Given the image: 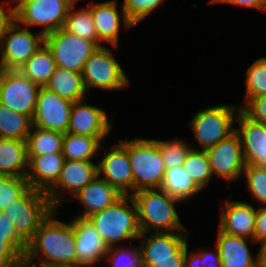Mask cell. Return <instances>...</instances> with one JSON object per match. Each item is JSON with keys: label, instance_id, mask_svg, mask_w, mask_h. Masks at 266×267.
<instances>
[{"label": "cell", "instance_id": "f907efd6", "mask_svg": "<svg viewBox=\"0 0 266 267\" xmlns=\"http://www.w3.org/2000/svg\"><path fill=\"white\" fill-rule=\"evenodd\" d=\"M38 267H89V266L81 264H59V265H44Z\"/></svg>", "mask_w": 266, "mask_h": 267}, {"label": "cell", "instance_id": "bcb514c9", "mask_svg": "<svg viewBox=\"0 0 266 267\" xmlns=\"http://www.w3.org/2000/svg\"><path fill=\"white\" fill-rule=\"evenodd\" d=\"M209 4H230L251 9L260 10L266 13V0H209Z\"/></svg>", "mask_w": 266, "mask_h": 267}, {"label": "cell", "instance_id": "816d5d0a", "mask_svg": "<svg viewBox=\"0 0 266 267\" xmlns=\"http://www.w3.org/2000/svg\"><path fill=\"white\" fill-rule=\"evenodd\" d=\"M8 4H12L11 6L13 7V8H15L17 5H19L22 1H24V0H5ZM13 1V2H12ZM14 4H15V6H14Z\"/></svg>", "mask_w": 266, "mask_h": 267}, {"label": "cell", "instance_id": "ffe728a7", "mask_svg": "<svg viewBox=\"0 0 266 267\" xmlns=\"http://www.w3.org/2000/svg\"><path fill=\"white\" fill-rule=\"evenodd\" d=\"M235 123L245 163L266 167V125L252 121L240 110Z\"/></svg>", "mask_w": 266, "mask_h": 267}, {"label": "cell", "instance_id": "5b68a950", "mask_svg": "<svg viewBox=\"0 0 266 267\" xmlns=\"http://www.w3.org/2000/svg\"><path fill=\"white\" fill-rule=\"evenodd\" d=\"M240 110L236 104H217L198 110L187 123L198 142L196 150H207L235 131V118Z\"/></svg>", "mask_w": 266, "mask_h": 267}, {"label": "cell", "instance_id": "4dcf8cb0", "mask_svg": "<svg viewBox=\"0 0 266 267\" xmlns=\"http://www.w3.org/2000/svg\"><path fill=\"white\" fill-rule=\"evenodd\" d=\"M63 137V133L32 126L26 139L27 156L62 153Z\"/></svg>", "mask_w": 266, "mask_h": 267}, {"label": "cell", "instance_id": "836d02e7", "mask_svg": "<svg viewBox=\"0 0 266 267\" xmlns=\"http://www.w3.org/2000/svg\"><path fill=\"white\" fill-rule=\"evenodd\" d=\"M245 76V96L244 101L239 104L240 107L251 97L266 95V57L253 61Z\"/></svg>", "mask_w": 266, "mask_h": 267}, {"label": "cell", "instance_id": "603a6c76", "mask_svg": "<svg viewBox=\"0 0 266 267\" xmlns=\"http://www.w3.org/2000/svg\"><path fill=\"white\" fill-rule=\"evenodd\" d=\"M191 232H141L137 240L142 258L172 257L188 242Z\"/></svg>", "mask_w": 266, "mask_h": 267}, {"label": "cell", "instance_id": "1f68e13d", "mask_svg": "<svg viewBox=\"0 0 266 267\" xmlns=\"http://www.w3.org/2000/svg\"><path fill=\"white\" fill-rule=\"evenodd\" d=\"M32 126L31 117L0 104V138L26 141Z\"/></svg>", "mask_w": 266, "mask_h": 267}, {"label": "cell", "instance_id": "e0dca14e", "mask_svg": "<svg viewBox=\"0 0 266 267\" xmlns=\"http://www.w3.org/2000/svg\"><path fill=\"white\" fill-rule=\"evenodd\" d=\"M88 99L72 104L67 132L90 137H107L114 127V117L109 120L107 111L95 104H88Z\"/></svg>", "mask_w": 266, "mask_h": 267}, {"label": "cell", "instance_id": "52a82bcc", "mask_svg": "<svg viewBox=\"0 0 266 267\" xmlns=\"http://www.w3.org/2000/svg\"><path fill=\"white\" fill-rule=\"evenodd\" d=\"M54 209L45 192L29 187L3 212L28 243Z\"/></svg>", "mask_w": 266, "mask_h": 267}, {"label": "cell", "instance_id": "f6af8a7d", "mask_svg": "<svg viewBox=\"0 0 266 267\" xmlns=\"http://www.w3.org/2000/svg\"><path fill=\"white\" fill-rule=\"evenodd\" d=\"M254 240L257 244L266 241V206H258L257 208Z\"/></svg>", "mask_w": 266, "mask_h": 267}, {"label": "cell", "instance_id": "277c9868", "mask_svg": "<svg viewBox=\"0 0 266 267\" xmlns=\"http://www.w3.org/2000/svg\"><path fill=\"white\" fill-rule=\"evenodd\" d=\"M126 150L132 170V195L141 189L160 188L166 169L157 140L126 138Z\"/></svg>", "mask_w": 266, "mask_h": 267}, {"label": "cell", "instance_id": "60d3db41", "mask_svg": "<svg viewBox=\"0 0 266 267\" xmlns=\"http://www.w3.org/2000/svg\"><path fill=\"white\" fill-rule=\"evenodd\" d=\"M240 111L252 121L266 125V95L249 98Z\"/></svg>", "mask_w": 266, "mask_h": 267}, {"label": "cell", "instance_id": "7bdbcfd3", "mask_svg": "<svg viewBox=\"0 0 266 267\" xmlns=\"http://www.w3.org/2000/svg\"><path fill=\"white\" fill-rule=\"evenodd\" d=\"M0 267H24V258L3 239H0Z\"/></svg>", "mask_w": 266, "mask_h": 267}, {"label": "cell", "instance_id": "7402d4cb", "mask_svg": "<svg viewBox=\"0 0 266 267\" xmlns=\"http://www.w3.org/2000/svg\"><path fill=\"white\" fill-rule=\"evenodd\" d=\"M28 157V172L26 179L29 187L47 192L58 180L64 166L62 153L44 154Z\"/></svg>", "mask_w": 266, "mask_h": 267}, {"label": "cell", "instance_id": "f35d334b", "mask_svg": "<svg viewBox=\"0 0 266 267\" xmlns=\"http://www.w3.org/2000/svg\"><path fill=\"white\" fill-rule=\"evenodd\" d=\"M164 1L165 0H123L121 3L127 19L135 26L156 11L161 4L163 5Z\"/></svg>", "mask_w": 266, "mask_h": 267}, {"label": "cell", "instance_id": "d590c367", "mask_svg": "<svg viewBox=\"0 0 266 267\" xmlns=\"http://www.w3.org/2000/svg\"><path fill=\"white\" fill-rule=\"evenodd\" d=\"M123 245L109 247L104 264L108 267H143L139 245Z\"/></svg>", "mask_w": 266, "mask_h": 267}, {"label": "cell", "instance_id": "30bf717a", "mask_svg": "<svg viewBox=\"0 0 266 267\" xmlns=\"http://www.w3.org/2000/svg\"><path fill=\"white\" fill-rule=\"evenodd\" d=\"M45 44L51 50L56 66L82 73L85 61L98 46L90 40L59 30L45 35Z\"/></svg>", "mask_w": 266, "mask_h": 267}, {"label": "cell", "instance_id": "44dd1931", "mask_svg": "<svg viewBox=\"0 0 266 267\" xmlns=\"http://www.w3.org/2000/svg\"><path fill=\"white\" fill-rule=\"evenodd\" d=\"M249 243L255 240L238 237L218 229L215 245L218 247L222 267H258V253H251Z\"/></svg>", "mask_w": 266, "mask_h": 267}, {"label": "cell", "instance_id": "ac0fdd59", "mask_svg": "<svg viewBox=\"0 0 266 267\" xmlns=\"http://www.w3.org/2000/svg\"><path fill=\"white\" fill-rule=\"evenodd\" d=\"M229 194L220 205L218 229L230 235L254 240L257 208L246 201L232 200Z\"/></svg>", "mask_w": 266, "mask_h": 267}, {"label": "cell", "instance_id": "b9f144b4", "mask_svg": "<svg viewBox=\"0 0 266 267\" xmlns=\"http://www.w3.org/2000/svg\"><path fill=\"white\" fill-rule=\"evenodd\" d=\"M186 245L172 257L142 258L143 267H184Z\"/></svg>", "mask_w": 266, "mask_h": 267}, {"label": "cell", "instance_id": "83f0119b", "mask_svg": "<svg viewBox=\"0 0 266 267\" xmlns=\"http://www.w3.org/2000/svg\"><path fill=\"white\" fill-rule=\"evenodd\" d=\"M160 189L182 203L194 200L203 191L182 166L167 169ZM195 196V197H194Z\"/></svg>", "mask_w": 266, "mask_h": 267}, {"label": "cell", "instance_id": "8fae6325", "mask_svg": "<svg viewBox=\"0 0 266 267\" xmlns=\"http://www.w3.org/2000/svg\"><path fill=\"white\" fill-rule=\"evenodd\" d=\"M97 176L98 165L96 161L65 160L57 182L46 192V195L52 206L59 210L63 203L72 201L71 197Z\"/></svg>", "mask_w": 266, "mask_h": 267}, {"label": "cell", "instance_id": "5bb4252c", "mask_svg": "<svg viewBox=\"0 0 266 267\" xmlns=\"http://www.w3.org/2000/svg\"><path fill=\"white\" fill-rule=\"evenodd\" d=\"M205 151L213 176L224 179L228 185L241 180L246 163L239 136L235 131Z\"/></svg>", "mask_w": 266, "mask_h": 267}, {"label": "cell", "instance_id": "7a4b0ae2", "mask_svg": "<svg viewBox=\"0 0 266 267\" xmlns=\"http://www.w3.org/2000/svg\"><path fill=\"white\" fill-rule=\"evenodd\" d=\"M131 196L141 232H190L176 210L183 203L162 189H141Z\"/></svg>", "mask_w": 266, "mask_h": 267}, {"label": "cell", "instance_id": "d4e9b609", "mask_svg": "<svg viewBox=\"0 0 266 267\" xmlns=\"http://www.w3.org/2000/svg\"><path fill=\"white\" fill-rule=\"evenodd\" d=\"M44 87L72 103L84 100L89 96L82 74L59 66L55 67L54 73Z\"/></svg>", "mask_w": 266, "mask_h": 267}, {"label": "cell", "instance_id": "c3c4849f", "mask_svg": "<svg viewBox=\"0 0 266 267\" xmlns=\"http://www.w3.org/2000/svg\"><path fill=\"white\" fill-rule=\"evenodd\" d=\"M189 243L186 244V255L184 259V267H206L202 264V259L195 251H188L189 250Z\"/></svg>", "mask_w": 266, "mask_h": 267}, {"label": "cell", "instance_id": "484cf974", "mask_svg": "<svg viewBox=\"0 0 266 267\" xmlns=\"http://www.w3.org/2000/svg\"><path fill=\"white\" fill-rule=\"evenodd\" d=\"M27 172L26 141L0 138V175L26 177Z\"/></svg>", "mask_w": 266, "mask_h": 267}, {"label": "cell", "instance_id": "f1b7e54d", "mask_svg": "<svg viewBox=\"0 0 266 267\" xmlns=\"http://www.w3.org/2000/svg\"><path fill=\"white\" fill-rule=\"evenodd\" d=\"M55 67L52 52L44 43L18 70L40 87H44Z\"/></svg>", "mask_w": 266, "mask_h": 267}, {"label": "cell", "instance_id": "8d00e7d4", "mask_svg": "<svg viewBox=\"0 0 266 267\" xmlns=\"http://www.w3.org/2000/svg\"><path fill=\"white\" fill-rule=\"evenodd\" d=\"M241 179L245 180L247 191L259 207L266 206V167L246 164Z\"/></svg>", "mask_w": 266, "mask_h": 267}, {"label": "cell", "instance_id": "6da1fadb", "mask_svg": "<svg viewBox=\"0 0 266 267\" xmlns=\"http://www.w3.org/2000/svg\"><path fill=\"white\" fill-rule=\"evenodd\" d=\"M57 215L58 209H54L28 242L24 267L77 264L73 223L59 220Z\"/></svg>", "mask_w": 266, "mask_h": 267}, {"label": "cell", "instance_id": "9a60e30c", "mask_svg": "<svg viewBox=\"0 0 266 267\" xmlns=\"http://www.w3.org/2000/svg\"><path fill=\"white\" fill-rule=\"evenodd\" d=\"M120 5L121 9L119 10L117 0L104 2H94L90 0L88 2L87 6L92 13L95 30L98 36V47L104 46L105 42L117 49L120 44L121 25L125 31L134 27L127 19L122 4Z\"/></svg>", "mask_w": 266, "mask_h": 267}, {"label": "cell", "instance_id": "d6986e66", "mask_svg": "<svg viewBox=\"0 0 266 267\" xmlns=\"http://www.w3.org/2000/svg\"><path fill=\"white\" fill-rule=\"evenodd\" d=\"M70 220L75 232L77 264L96 267L99 263H104L109 247L91 220L80 216H73Z\"/></svg>", "mask_w": 266, "mask_h": 267}, {"label": "cell", "instance_id": "ee69618b", "mask_svg": "<svg viewBox=\"0 0 266 267\" xmlns=\"http://www.w3.org/2000/svg\"><path fill=\"white\" fill-rule=\"evenodd\" d=\"M207 249L206 247L205 249L201 247L195 251L200 256V259H202L201 265H205L206 267H222L218 247L214 245L212 250L211 248Z\"/></svg>", "mask_w": 266, "mask_h": 267}, {"label": "cell", "instance_id": "ba28073f", "mask_svg": "<svg viewBox=\"0 0 266 267\" xmlns=\"http://www.w3.org/2000/svg\"><path fill=\"white\" fill-rule=\"evenodd\" d=\"M76 0H24L14 8V19L24 27H41L44 36L63 27Z\"/></svg>", "mask_w": 266, "mask_h": 267}, {"label": "cell", "instance_id": "7dc6e473", "mask_svg": "<svg viewBox=\"0 0 266 267\" xmlns=\"http://www.w3.org/2000/svg\"><path fill=\"white\" fill-rule=\"evenodd\" d=\"M6 7V8H5ZM14 20V8L5 0L0 2V40L8 25Z\"/></svg>", "mask_w": 266, "mask_h": 267}, {"label": "cell", "instance_id": "3957f363", "mask_svg": "<svg viewBox=\"0 0 266 267\" xmlns=\"http://www.w3.org/2000/svg\"><path fill=\"white\" fill-rule=\"evenodd\" d=\"M108 247L137 240L141 234L137 208L131 195H123L111 206L88 217Z\"/></svg>", "mask_w": 266, "mask_h": 267}, {"label": "cell", "instance_id": "2e32d148", "mask_svg": "<svg viewBox=\"0 0 266 267\" xmlns=\"http://www.w3.org/2000/svg\"><path fill=\"white\" fill-rule=\"evenodd\" d=\"M72 102L41 87L38 92L32 125L65 134L68 130Z\"/></svg>", "mask_w": 266, "mask_h": 267}, {"label": "cell", "instance_id": "9c48e42d", "mask_svg": "<svg viewBox=\"0 0 266 267\" xmlns=\"http://www.w3.org/2000/svg\"><path fill=\"white\" fill-rule=\"evenodd\" d=\"M45 43V36L19 25L14 19L0 40V67L18 70Z\"/></svg>", "mask_w": 266, "mask_h": 267}, {"label": "cell", "instance_id": "e575fe53", "mask_svg": "<svg viewBox=\"0 0 266 267\" xmlns=\"http://www.w3.org/2000/svg\"><path fill=\"white\" fill-rule=\"evenodd\" d=\"M159 146L165 169H171L182 166L186 156L192 148L190 143L183 138H172L168 140L156 139Z\"/></svg>", "mask_w": 266, "mask_h": 267}, {"label": "cell", "instance_id": "f546056e", "mask_svg": "<svg viewBox=\"0 0 266 267\" xmlns=\"http://www.w3.org/2000/svg\"><path fill=\"white\" fill-rule=\"evenodd\" d=\"M76 0L69 8L62 29L78 37L93 41L98 46L93 16L88 6H77Z\"/></svg>", "mask_w": 266, "mask_h": 267}, {"label": "cell", "instance_id": "74e56055", "mask_svg": "<svg viewBox=\"0 0 266 267\" xmlns=\"http://www.w3.org/2000/svg\"><path fill=\"white\" fill-rule=\"evenodd\" d=\"M29 188L26 177L0 175V211H4Z\"/></svg>", "mask_w": 266, "mask_h": 267}, {"label": "cell", "instance_id": "681fc988", "mask_svg": "<svg viewBox=\"0 0 266 267\" xmlns=\"http://www.w3.org/2000/svg\"><path fill=\"white\" fill-rule=\"evenodd\" d=\"M258 267H266V241L259 244Z\"/></svg>", "mask_w": 266, "mask_h": 267}, {"label": "cell", "instance_id": "4316f807", "mask_svg": "<svg viewBox=\"0 0 266 267\" xmlns=\"http://www.w3.org/2000/svg\"><path fill=\"white\" fill-rule=\"evenodd\" d=\"M107 137H90L66 132L62 142L65 160L91 161L98 159L100 146Z\"/></svg>", "mask_w": 266, "mask_h": 267}, {"label": "cell", "instance_id": "ab89813d", "mask_svg": "<svg viewBox=\"0 0 266 267\" xmlns=\"http://www.w3.org/2000/svg\"><path fill=\"white\" fill-rule=\"evenodd\" d=\"M0 239L7 241L24 258L28 243L18 234L3 211H0Z\"/></svg>", "mask_w": 266, "mask_h": 267}, {"label": "cell", "instance_id": "8992f818", "mask_svg": "<svg viewBox=\"0 0 266 267\" xmlns=\"http://www.w3.org/2000/svg\"><path fill=\"white\" fill-rule=\"evenodd\" d=\"M112 49L107 46L98 47L85 61L81 74L87 92L91 88L114 92L130 87V78L114 57Z\"/></svg>", "mask_w": 266, "mask_h": 267}, {"label": "cell", "instance_id": "4fadbf2b", "mask_svg": "<svg viewBox=\"0 0 266 267\" xmlns=\"http://www.w3.org/2000/svg\"><path fill=\"white\" fill-rule=\"evenodd\" d=\"M102 143L98 157V176L115 187L122 195H132V170L126 150V139L106 148ZM111 150V151H110Z\"/></svg>", "mask_w": 266, "mask_h": 267}, {"label": "cell", "instance_id": "d6a6232c", "mask_svg": "<svg viewBox=\"0 0 266 267\" xmlns=\"http://www.w3.org/2000/svg\"><path fill=\"white\" fill-rule=\"evenodd\" d=\"M182 167L202 190L209 187L213 175L205 150L191 148Z\"/></svg>", "mask_w": 266, "mask_h": 267}, {"label": "cell", "instance_id": "7c38bea8", "mask_svg": "<svg viewBox=\"0 0 266 267\" xmlns=\"http://www.w3.org/2000/svg\"><path fill=\"white\" fill-rule=\"evenodd\" d=\"M40 88L19 70L0 71V104L17 113L33 117Z\"/></svg>", "mask_w": 266, "mask_h": 267}, {"label": "cell", "instance_id": "cb8c5ba5", "mask_svg": "<svg viewBox=\"0 0 266 267\" xmlns=\"http://www.w3.org/2000/svg\"><path fill=\"white\" fill-rule=\"evenodd\" d=\"M123 195L107 181L97 176L91 183L79 190L72 198L80 201L83 206L81 213L75 216L89 217L91 214L104 210L114 204Z\"/></svg>", "mask_w": 266, "mask_h": 267}]
</instances>
